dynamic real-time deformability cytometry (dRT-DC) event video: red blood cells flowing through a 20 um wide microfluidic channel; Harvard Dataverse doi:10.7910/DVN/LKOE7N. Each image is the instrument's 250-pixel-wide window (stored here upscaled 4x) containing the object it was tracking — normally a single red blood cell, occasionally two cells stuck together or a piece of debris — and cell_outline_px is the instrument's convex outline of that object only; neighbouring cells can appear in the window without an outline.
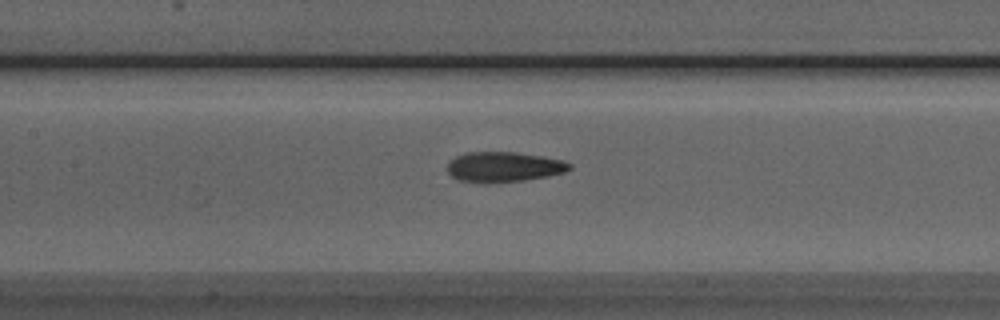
{"species": "Egyptian fruit bat (a non-hibernating species)", "species_latin": "Rousettus aegyptiacus", "temperature_condition": "room temperature", "stored_images_in_passage": 31, "camera_frame_rate_fps": 3000, "um_per_image_px": 0.085, "animal": {"sex": "male"}, "frame": {"image": 1, "passage_image": 12, "time_ms": 3.667, "image_size_px": [1000, 320], "cell_outline_px": [[572, 168], [564, 172], [548, 176], [524, 180], [484, 184], [460, 180], [452, 176], [448, 172], [448, 160], [464, 152], [516, 152], [544, 156], [560, 160], [572, 164]], "centroid_in_image_um": [42.8, 14.19], "position_along_channel_um": 164.6, "area_um2": 21.68}}
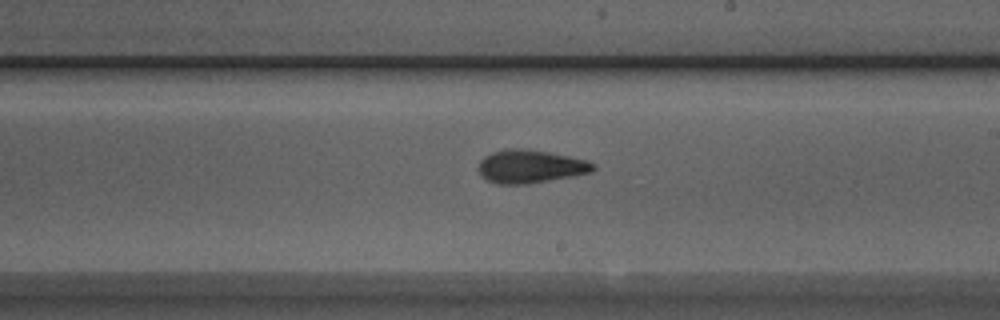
{"frame": {"image": 2, "passage_image": 18, "time_ms": 5.667, "image_size_px": [1000, 320], "cell_outline_px": [[596, 168], [592, 172], [576, 176], [528, 184], [496, 184], [480, 176], [476, 168], [480, 160], [484, 156], [492, 152], [508, 148], [516, 148], [548, 152], [588, 160], [596, 164]], "centroid_in_image_um": [45.07, 14.16], "position_along_channel_um": 243.9, "area_um2": 22.54}}
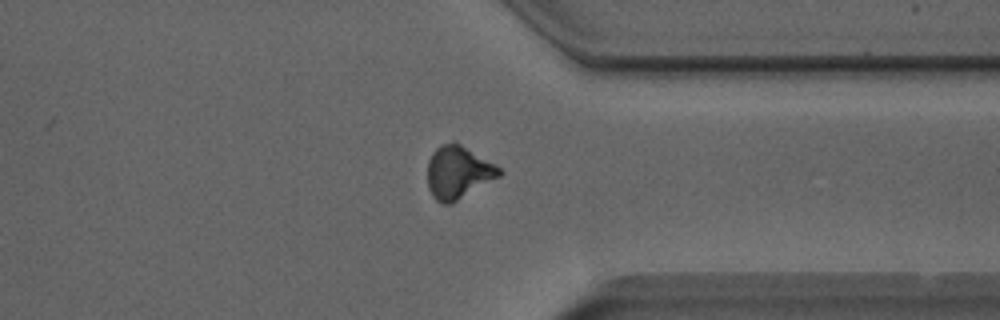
{"frame": {"image": 3, "passage_image": 28, "time_ms": 9.0, "image_size_px": [1000, 320], "cell_outline_px": [[504, 172], [500, 176], [452, 204], [444, 204], [436, 200], [432, 196], [428, 188], [428, 160], [432, 152], [440, 144], [452, 140], [460, 144], [496, 164]], "centroid_in_image_um": [38.94, 14.64], "position_along_channel_um": 372.5, "area_um2": 22.31}}